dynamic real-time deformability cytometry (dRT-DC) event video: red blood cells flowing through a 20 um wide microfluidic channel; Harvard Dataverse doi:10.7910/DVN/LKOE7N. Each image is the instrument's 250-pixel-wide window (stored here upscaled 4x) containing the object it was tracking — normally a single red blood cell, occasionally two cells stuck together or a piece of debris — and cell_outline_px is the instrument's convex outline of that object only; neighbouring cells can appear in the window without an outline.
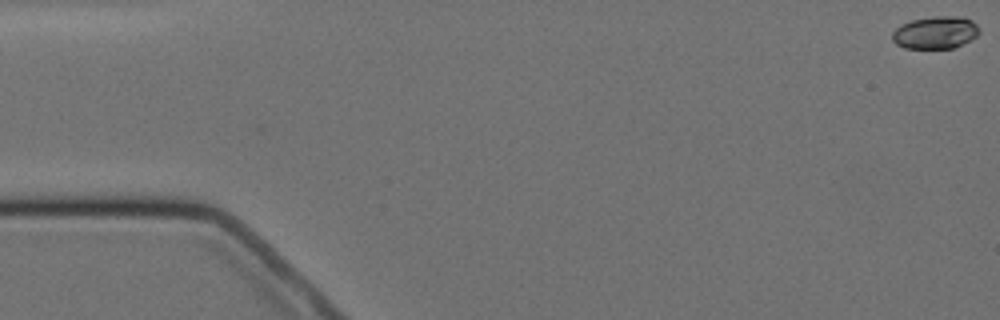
{"species": "Egyptian fruit bat (a non-hibernating species)", "species_latin": "Rousettus aegyptiacus", "temperature_condition": "cold", "stored_images_in_passage": 7, "camera_frame_rate_fps": 3000, "um_per_image_px": 0.085, "animal": {"sex": "female"}, "frame": {"image": 1, "passage_image": 1, "time_ms": 0.0, "image_size_px": [1000, 320], "cell_outline_px": [[980, 32], [976, 36], [952, 48], [904, 48], [896, 44], [892, 40], [892, 32], [896, 28], [912, 20], [936, 16], [956, 16], [972, 20], [980, 28]], "centroid_in_image_um": [79.5, 2.76], "position_along_channel_um": 5.5, "area_um2": 16.24}}
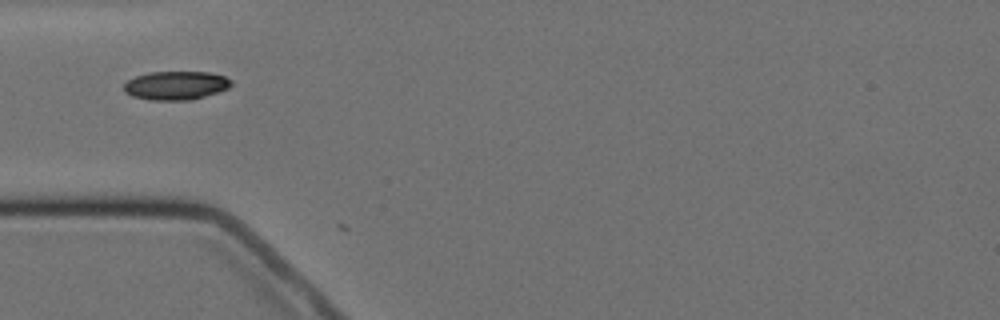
{"frame": {"image": 2, "passage_image": 5, "time_ms": 5.667, "image_size_px": [1000, 320], "cell_outline_px": [[232, 84], [228, 88], [192, 100], [148, 100], [132, 96], [124, 92], [124, 84], [128, 80], [136, 76], [148, 72], [208, 72], [224, 76], [232, 80]], "centroid_in_image_um": [14.93, 7.26], "position_along_channel_um": 70.1, "area_um2": 17.92}}
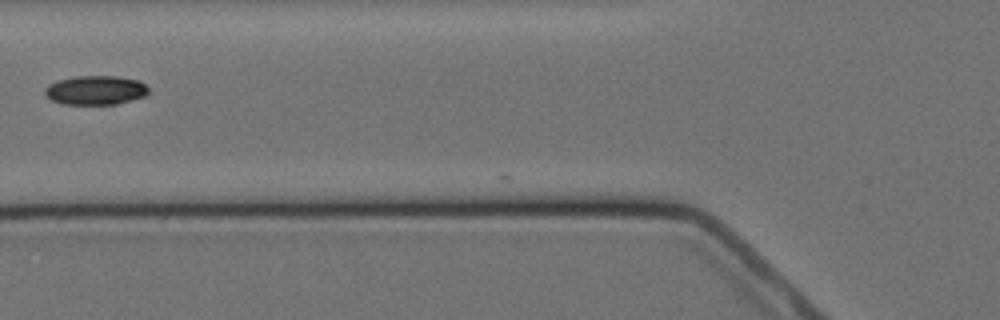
{"frame": {"image": 3, "passage_image": 6, "time_ms": 7.0, "image_size_px": [1000, 320], "cell_outline_px": [[148, 92], [144, 96], [116, 104], [64, 104], [52, 100], [44, 92], [44, 88], [48, 84], [56, 80], [72, 76], [116, 76], [140, 80], [148, 88]], "centroid_in_image_um": [8.1, 7.65], "position_along_channel_um": 117.7, "area_um2": 17.63}}